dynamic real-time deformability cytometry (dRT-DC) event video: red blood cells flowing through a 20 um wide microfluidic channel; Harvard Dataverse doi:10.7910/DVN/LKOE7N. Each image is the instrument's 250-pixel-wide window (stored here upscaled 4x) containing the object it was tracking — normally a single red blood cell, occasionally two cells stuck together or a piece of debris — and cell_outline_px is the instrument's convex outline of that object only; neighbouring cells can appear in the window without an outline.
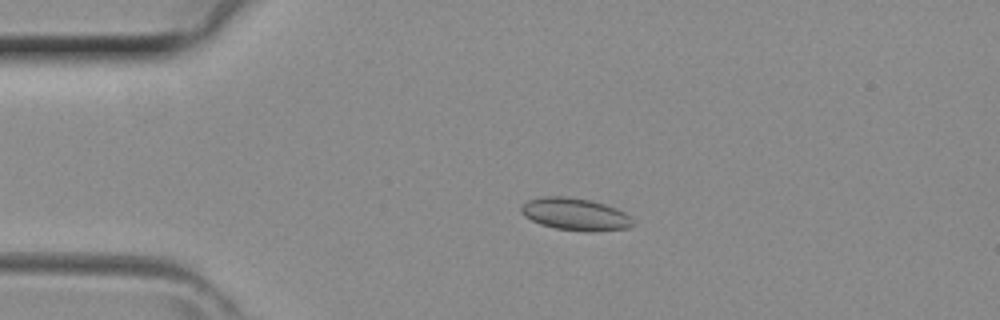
{"species": "common noctule bat (a hibernating species)", "species_latin": "Nyctalus noctula", "temperature_condition": "room temperature", "stored_images_in_passage": 42, "camera_frame_rate_fps": 3000, "um_per_image_px": 0.085, "animal": {"sex": "female", "body_mass_g": 29.2, "forearm_length_mm": 56.3}, "frame": {"image": 1, "passage_image": 9, "time_ms": 2.667, "image_size_px": [1000, 320], "cell_outline_px": [[636, 224], [628, 228], [588, 232], [556, 228], [540, 224], [524, 216], [520, 212], [520, 208], [528, 200], [544, 196], [568, 196], [588, 200], [604, 204], [616, 208], [624, 212]], "centroid_in_image_um": [48.89, 18.21], "position_along_channel_um": 36.1, "area_um2": 20.92}}
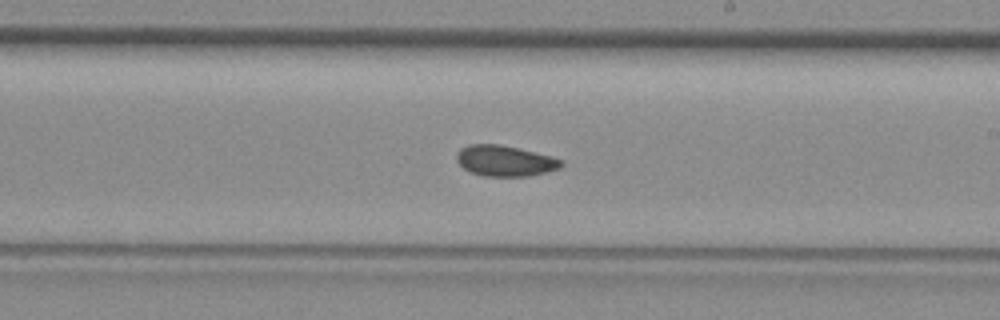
{"frame": {"image": 2, "passage_image": 24, "time_ms": 7.667, "image_size_px": [1000, 320], "cell_outline_px": [[564, 164], [560, 168], [528, 176], [484, 176], [472, 172], [464, 168], [456, 160], [456, 152], [460, 148], [468, 144], [500, 144], [552, 156], [564, 160]], "centroid_in_image_um": [42.92, 13.66], "position_along_channel_um": 246.1, "area_um2": 18.79}}
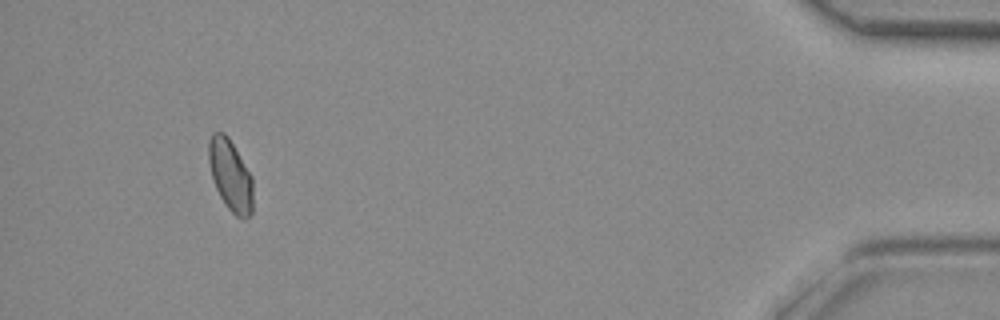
{"frame": {"image": 3, "passage_image": 39, "time_ms": 12.667, "image_size_px": [1000, 320], "cell_outline_px": [[252, 212], [244, 220], [236, 216], [224, 204], [216, 188], [212, 176], [208, 160], [208, 140], [212, 132], [224, 132], [228, 136], [252, 176]], "centroid_in_image_um": [19.57, 14.88], "position_along_channel_um": 415.6, "area_um2": 18.44}}